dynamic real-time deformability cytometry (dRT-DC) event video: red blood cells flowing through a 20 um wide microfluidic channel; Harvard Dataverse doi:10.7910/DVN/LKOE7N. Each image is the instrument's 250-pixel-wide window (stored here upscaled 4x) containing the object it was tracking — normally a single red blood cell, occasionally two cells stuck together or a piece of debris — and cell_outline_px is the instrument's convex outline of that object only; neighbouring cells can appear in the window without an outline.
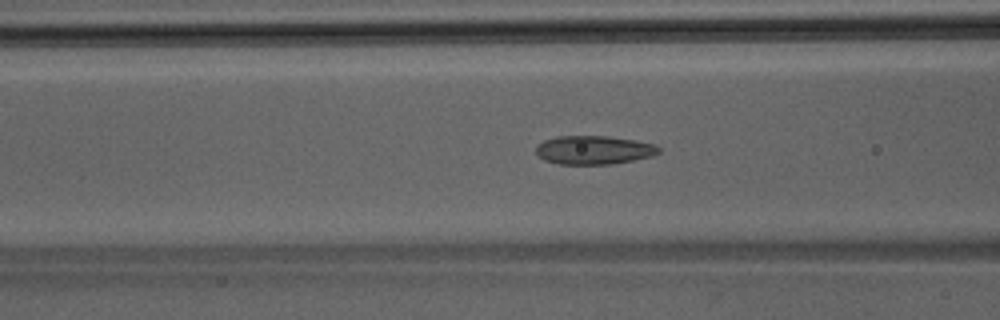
{"species": "Egyptian fruit bat (a non-hibernating species)", "species_latin": "Rousettus aegyptiacus", "temperature_condition": "room temperature", "stored_images_in_passage": 47, "camera_frame_rate_fps": 3000, "um_per_image_px": 0.085, "animal": {"sex": "male"}, "frame": {"image": 1, "passage_image": 19, "time_ms": 6.0, "image_size_px": [1000, 320], "cell_outline_px": [[660, 152], [652, 156], [612, 164], [560, 164], [544, 160], [536, 152], [536, 144], [544, 140], [556, 136], [608, 136], [636, 140], [652, 144], [660, 148]], "centroid_in_image_um": [50.45, 12.74], "position_along_channel_um": 116.1, "area_um2": 20.46}}
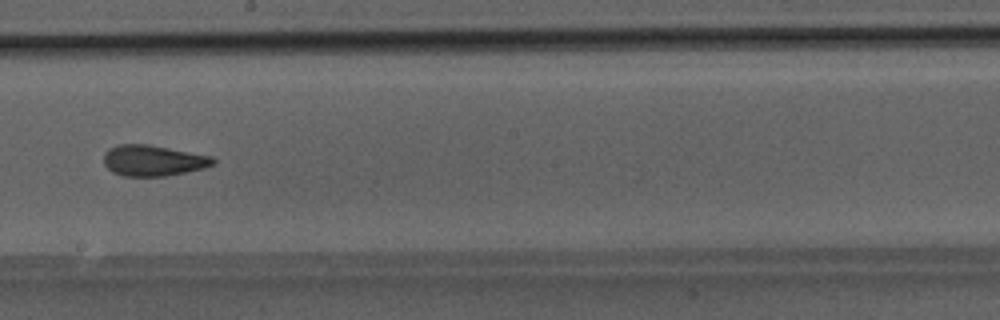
{"frame": {"image": 2, "passage_image": 27, "time_ms": 8.667, "image_size_px": [1000, 320], "cell_outline_px": [[216, 164], [204, 168], [164, 176], [124, 176], [112, 172], [104, 164], [104, 152], [108, 148], [116, 144], [148, 144], [212, 156], [216, 160]], "centroid_in_image_um": [13.0, 13.63], "position_along_channel_um": 235.2, "area_um2": 19.77}}
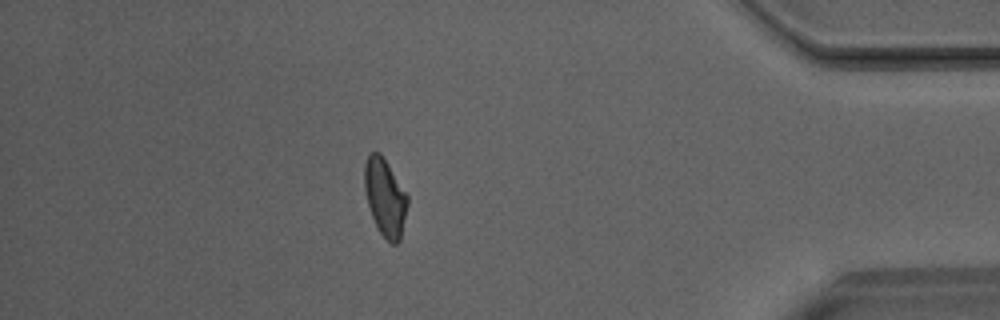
{"frame": {"image": 3, "passage_image": 41, "time_ms": 13.333, "image_size_px": [1000, 320], "cell_outline_px": [[408, 204], [400, 240], [396, 244], [392, 244], [380, 232], [372, 216], [368, 204], [364, 188], [364, 164], [368, 152], [380, 152], [408, 196]], "centroid_in_image_um": [32.72, 16.75], "position_along_channel_um": 402.5, "area_um2": 19.25}}